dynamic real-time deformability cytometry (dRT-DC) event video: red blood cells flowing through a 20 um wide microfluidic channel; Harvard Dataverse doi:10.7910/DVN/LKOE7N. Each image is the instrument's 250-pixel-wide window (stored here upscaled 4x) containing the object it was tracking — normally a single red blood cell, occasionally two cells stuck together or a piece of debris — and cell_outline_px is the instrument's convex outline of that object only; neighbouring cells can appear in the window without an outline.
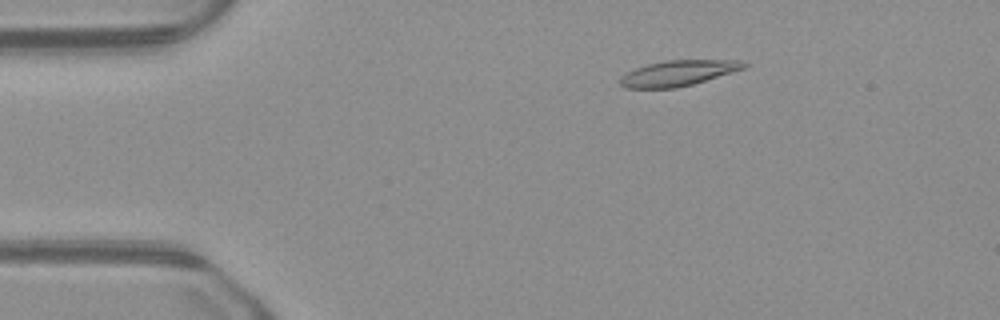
{"species": "common noctule bat (a hibernating species)", "species_latin": "Nyctalus noctula", "temperature_condition": "warm", "stored_images_in_passage": 50, "camera_frame_rate_fps": 3000, "um_per_image_px": 0.085, "animal": {"sex": "male", "body_mass_g": 23.1, "forearm_length_mm": 52.7}, "frame": {"image": 1, "passage_image": 9, "time_ms": 2.667, "image_size_px": [1000, 320], "cell_outline_px": [[748, 64], [744, 68], [732, 72], [692, 84], [676, 88], [624, 88], [620, 84], [620, 76], [636, 68], [648, 64], [664, 60], [740, 60]], "centroid_in_image_um": [57.62, 6.21], "position_along_channel_um": 27.4, "area_um2": 18.26}}
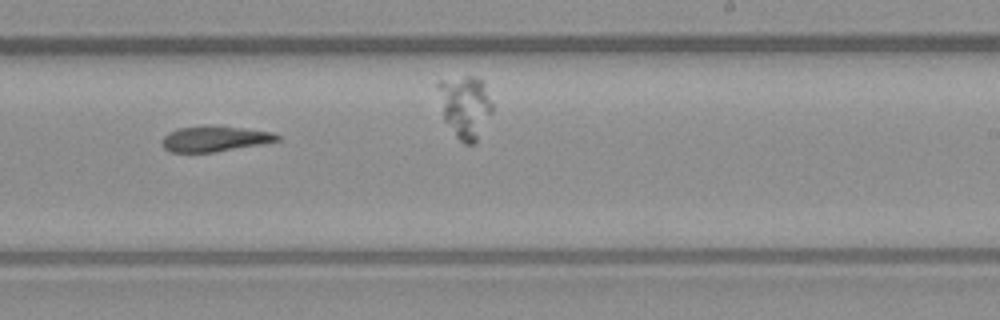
{"frame": {"image": 2, "passage_image": 31, "time_ms": 10.0, "image_size_px": [1000, 320], "cell_outline_px": [[280, 140], [260, 144], [216, 152], [168, 152], [164, 148], [164, 136], [168, 132], [176, 128], [212, 124], [216, 124], [272, 132], [280, 136]], "centroid_in_image_um": [18.25, 11.77], "position_along_channel_um": 270.8, "area_um2": 17.34}}
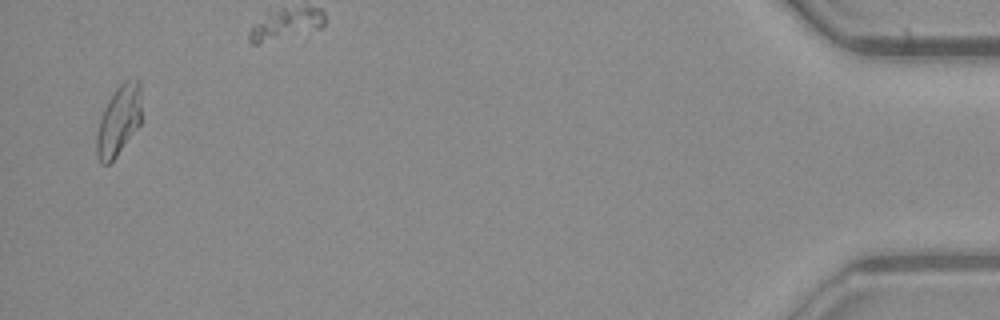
{"frame": {"image": 3, "passage_image": 49, "time_ms": 16.0, "image_size_px": [1000, 320], "cell_outline_px": [[140, 124], [112, 164], [100, 164], [96, 156], [96, 132], [104, 108], [108, 100], [116, 88], [124, 80], [136, 76], [140, 80]], "centroid_in_image_um": [10.08, 10.26], "position_along_channel_um": 425.1, "area_um2": 18.73}}